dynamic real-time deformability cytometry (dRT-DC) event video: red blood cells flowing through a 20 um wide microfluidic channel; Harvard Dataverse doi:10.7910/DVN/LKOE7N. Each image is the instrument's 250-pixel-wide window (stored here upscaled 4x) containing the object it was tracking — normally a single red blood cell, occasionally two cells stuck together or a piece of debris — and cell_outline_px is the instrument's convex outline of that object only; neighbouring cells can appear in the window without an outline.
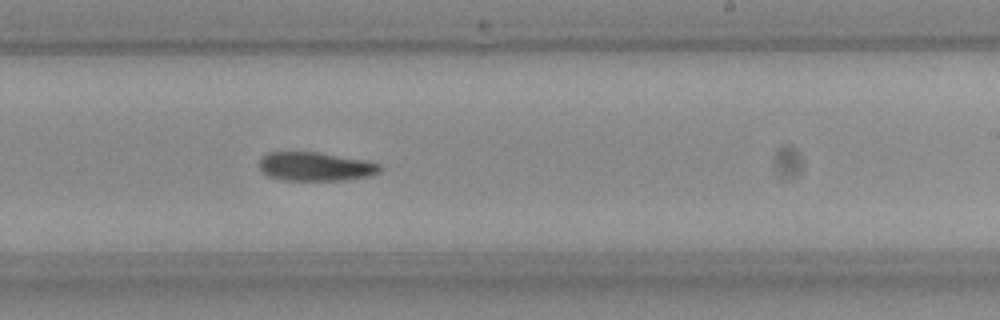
{"species": "Egyptian fruit bat (a non-hibernating species)", "species_latin": "Rousettus aegyptiacus", "temperature_condition": "room temperature", "stored_images_in_passage": 50, "camera_frame_rate_fps": 3000, "um_per_image_px": 0.085, "frame": {"image": 1, "passage_image": 29, "time_ms": 9.333, "image_size_px": [1000, 320], "cell_outline_px": [[384, 168], [380, 172], [368, 176], [344, 180], [284, 180], [268, 176], [260, 168], [260, 160], [268, 152], [316, 152], [364, 160], [380, 164]], "centroid_in_image_um": [26.84, 14.16], "position_along_channel_um": 262.2, "area_um2": 20.06}, "authors_computed_cell_mechanics": {"area_um2": 20.7791, "velocity_mm_per_s": 3.9542, "shape_relaxation_time_tau1_ms": 7.0478, "shape_relaxation_time_tau2_ms": null, "deformation_change_tau1": 0.1753, "deformation_change_tau2": null}}